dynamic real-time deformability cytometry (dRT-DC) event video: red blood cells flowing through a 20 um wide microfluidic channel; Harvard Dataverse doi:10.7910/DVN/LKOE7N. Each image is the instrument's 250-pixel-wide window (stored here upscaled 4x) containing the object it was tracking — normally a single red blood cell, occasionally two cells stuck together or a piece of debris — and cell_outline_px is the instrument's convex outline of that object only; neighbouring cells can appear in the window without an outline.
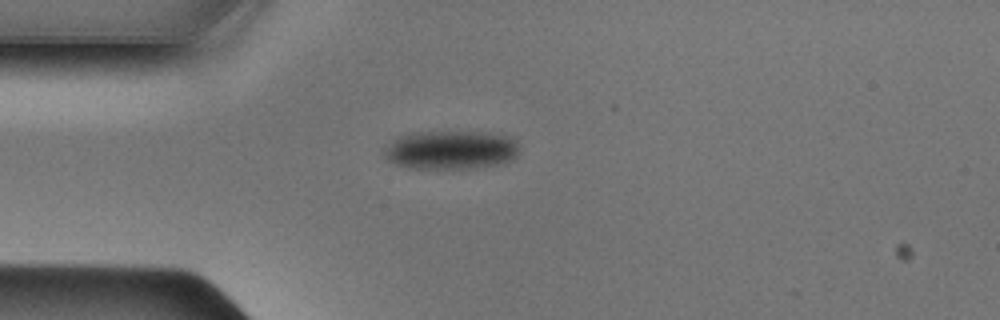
{"species": "Egyptian fruit bat (a non-hibernating species)", "species_latin": "Rousettus aegyptiacus", "temperature_condition": "cold", "stored_images_in_passage": 37, "camera_frame_rate_fps": 3000, "um_per_image_px": 0.085, "animal": {"sex": "male"}, "frame": {"image": 1, "passage_image": 1, "time_ms": 0.0, "image_size_px": [1000, 320], "cell_outline_px": [[520, 152], [512, 160], [504, 164], [472, 168], [408, 168], [396, 164], [388, 160], [384, 156], [384, 148], [400, 136], [416, 132], [492, 132], [512, 136], [520, 144]], "centroid_in_image_um": [38.43, 12.74], "position_along_channel_um": 46.6, "area_um2": 30.92}}
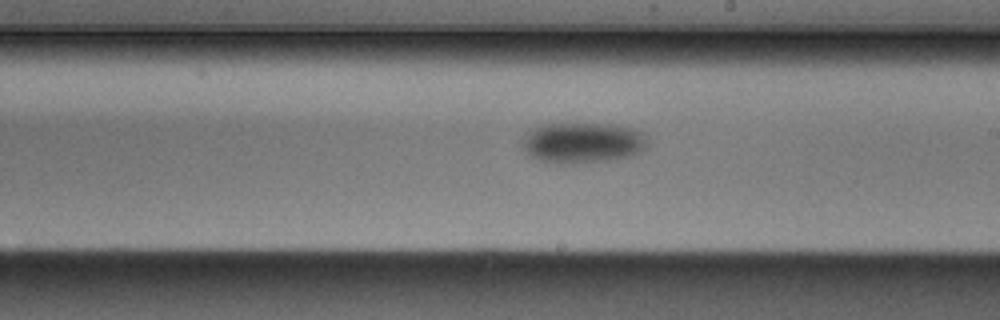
{"frame": {"image": 2, "passage_image": 16, "time_ms": 5.0, "image_size_px": [1000, 320], "cell_outline_px": [[648, 148], [632, 156], [608, 160], [572, 164], [556, 164], [540, 160], [524, 152], [520, 148], [520, 140], [528, 132], [544, 124], [616, 124], [632, 128], [648, 136]], "centroid_in_image_um": [49.53, 12.14], "position_along_channel_um": 239.5, "area_um2": 30.17}}
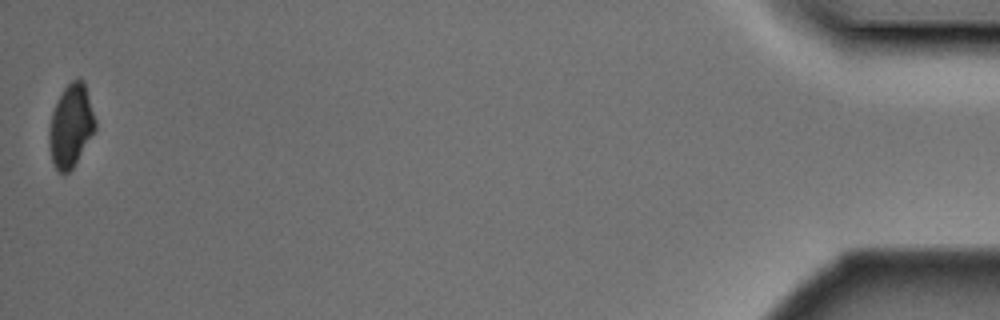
{"frame": {"image": 3, "passage_image": 37, "time_ms": 12.0, "image_size_px": [1000, 320], "cell_outline_px": [[96, 128], [72, 168], [68, 172], [60, 172], [56, 168], [52, 160], [48, 144], [48, 132], [52, 112], [64, 88], [72, 80], [84, 80], [96, 120]], "centroid_in_image_um": [6.02, 10.68], "position_along_channel_um": 429.2, "area_um2": 21.91}}